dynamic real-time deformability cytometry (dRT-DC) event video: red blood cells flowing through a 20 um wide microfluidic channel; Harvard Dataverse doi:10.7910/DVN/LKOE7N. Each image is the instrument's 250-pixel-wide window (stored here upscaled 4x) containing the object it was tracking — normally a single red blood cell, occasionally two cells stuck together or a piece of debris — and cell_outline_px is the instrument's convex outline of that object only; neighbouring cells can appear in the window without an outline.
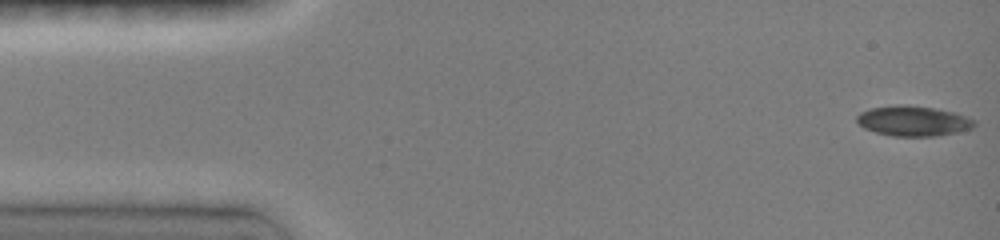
{"species": "common noctule bat (a hibernating species)", "species_latin": "Nyctalus noctula", "temperature_condition": "room temperature", "stored_images_in_passage": 46, "camera_frame_rate_fps": 3000, "um_per_image_px": 0.085, "animal": {"sex": "female", "body_mass_g": 19.0, "forearm_length_mm": 51.5}, "frame": {"image": 1, "passage_image": 1, "time_ms": 0.0, "image_size_px": [1000, 240], "cell_outline_px": [[976, 124], [972, 128], [956, 132], [932, 136], [892, 136], [876, 132], [864, 128], [856, 120], [856, 116], [860, 112], [868, 108], [896, 104], [900, 104], [932, 108], [952, 112], [976, 120]], "centroid_in_image_um": [77.58, 10.27], "position_along_channel_um": 7.4, "area_um2": 20.52}}
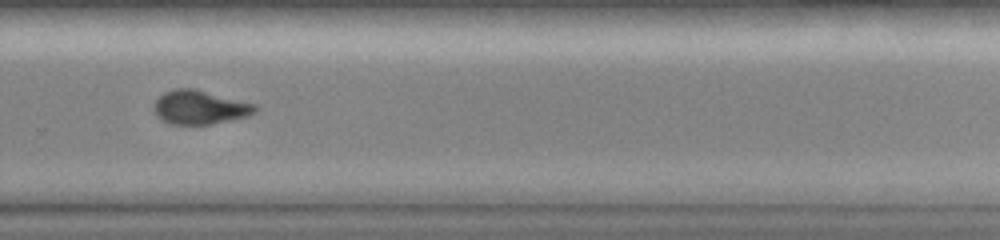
{"frame": {"image": 2, "passage_image": 32, "time_ms": 10.333, "image_size_px": [1000, 240], "cell_outline_px": [[256, 112], [248, 116], [212, 124], [172, 124], [156, 116], [152, 108], [152, 104], [164, 92], [176, 88], [196, 88], [256, 104]], "centroid_in_image_um": [16.97, 9.11], "position_along_channel_um": 312.8, "area_um2": 20.11}}
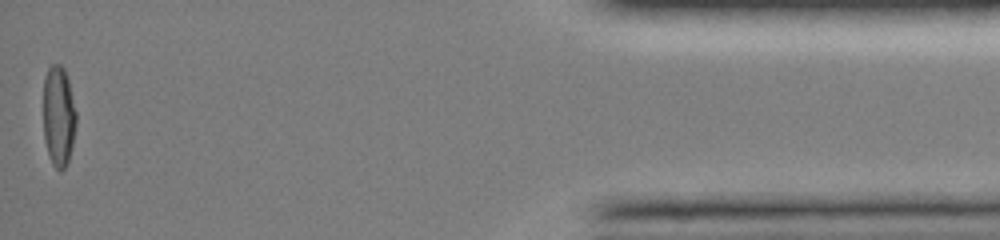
{"frame": {"image": 3, "passage_image": 46, "time_ms": 15.0, "image_size_px": [1000, 240], "cell_outline_px": [[76, 124], [68, 164], [60, 172], [52, 164], [44, 140], [44, 76], [48, 68], [52, 64], [60, 64], [64, 68], [68, 76], [76, 112]], "centroid_in_image_um": [4.99, 9.85], "position_along_channel_um": 430.2, "area_um2": 19.42}, "authors_computed_cell_mechanics": {"area_um2": 20.4323, "velocity_mm_per_s": 4.1065, "shape_relaxation_time_tau1_ms": null, "shape_relaxation_time_tau2_ms": 2.9922, "deformation_change_tau1": null, "deformation_change_tau2": 0.0658}}